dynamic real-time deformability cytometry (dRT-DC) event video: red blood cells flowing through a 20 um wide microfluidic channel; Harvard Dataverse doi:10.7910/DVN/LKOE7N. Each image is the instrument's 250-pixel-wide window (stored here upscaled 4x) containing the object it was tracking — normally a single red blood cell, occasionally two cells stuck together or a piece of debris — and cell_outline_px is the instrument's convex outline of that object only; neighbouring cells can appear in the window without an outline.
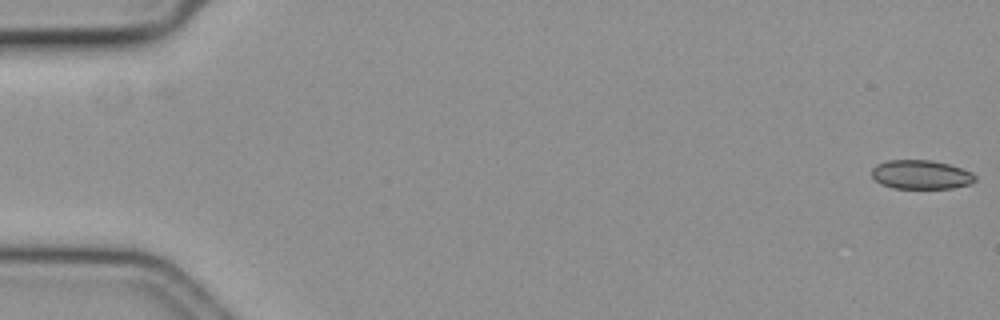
{"species": "common noctule bat (a hibernating species)", "species_latin": "Nyctalus noctula", "temperature_condition": "cold", "stored_images_in_passage": 30, "camera_frame_rate_fps": 3000, "um_per_image_px": 0.085, "animal": {"sex": "female", "body_mass_g": 19.3, "forearm_length_mm": 54.1}, "frame": {"image": 1, "passage_image": 1, "time_ms": 0.0, "image_size_px": [1000, 320], "cell_outline_px": [[976, 180], [968, 184], [952, 188], [892, 188], [880, 184], [872, 176], [872, 168], [876, 164], [888, 160], [928, 160], [948, 164], [972, 172], [976, 176]], "centroid_in_image_um": [78.26, 14.84], "position_along_channel_um": 6.7, "area_um2": 17.4}}
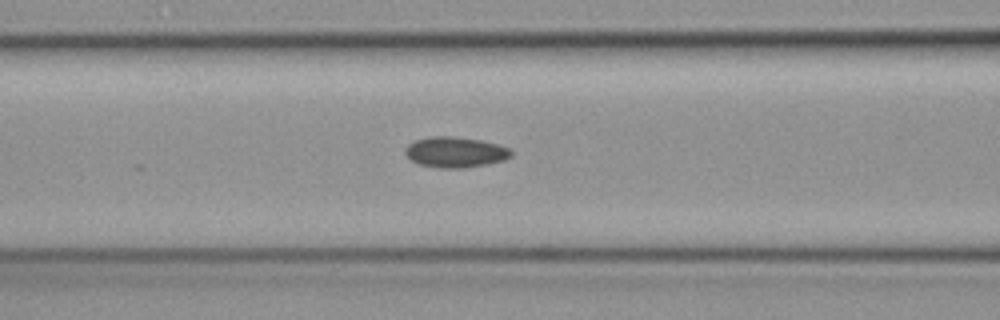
{"frame": {"image": 2, "passage_image": 25, "time_ms": 8.0, "image_size_px": [1000, 320], "cell_outline_px": [[512, 156], [504, 160], [464, 168], [436, 168], [416, 164], [408, 160], [404, 152], [408, 144], [416, 140], [432, 136], [452, 136], [480, 140], [496, 144], [508, 148], [512, 152]], "centroid_in_image_um": [38.63, 12.94], "position_along_channel_um": 128.0, "area_um2": 18.96}}
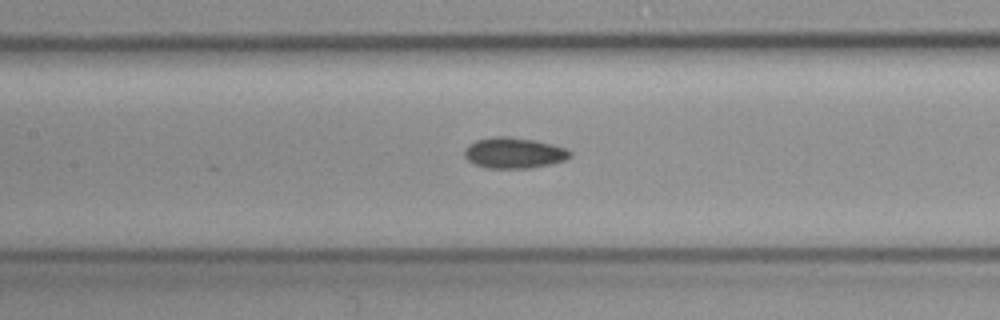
{"frame": {"image": 3, "passage_image": 28, "time_ms": 9.0, "image_size_px": [1000, 320], "cell_outline_px": [[572, 156], [564, 160], [552, 164], [532, 168], [484, 168], [468, 160], [464, 156], [464, 152], [468, 144], [476, 140], [492, 136], [508, 136], [536, 140], [568, 148], [572, 152]], "centroid_in_image_um": [43.71, 12.99], "position_along_channel_um": 163.7, "area_um2": 19.25}}